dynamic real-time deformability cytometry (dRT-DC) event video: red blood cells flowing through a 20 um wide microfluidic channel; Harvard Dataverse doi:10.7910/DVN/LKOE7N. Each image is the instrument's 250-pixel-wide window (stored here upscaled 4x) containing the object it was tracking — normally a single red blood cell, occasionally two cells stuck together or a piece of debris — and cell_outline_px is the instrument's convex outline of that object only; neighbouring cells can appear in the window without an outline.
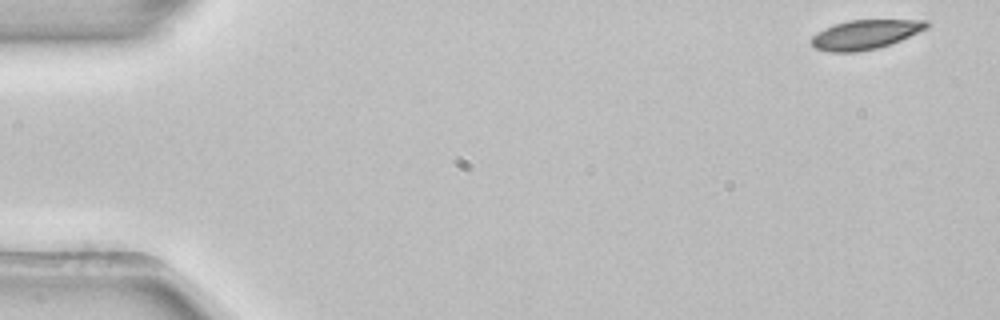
{"species": "common noctule bat (a hibernating species)", "species_latin": "Nyctalus noctula", "temperature_condition": "room temperature", "stored_images_in_passage": 52, "camera_frame_rate_fps": 3000, "um_per_image_px": 0.085, "animal": {"sex": "female", "body_mass_g": 22.7, "forearm_length_mm": 54.2}, "frame": {"image": 1, "passage_image": 1, "time_ms": 0.0, "image_size_px": [1000, 320], "cell_outline_px": [[928, 28], [900, 40], [876, 48], [856, 52], [828, 52], [816, 48], [812, 44], [812, 36], [824, 28], [832, 24], [848, 20], [928, 20]], "centroid_in_image_um": [73.52, 2.92], "position_along_channel_um": 11.5, "area_um2": 19.54}}
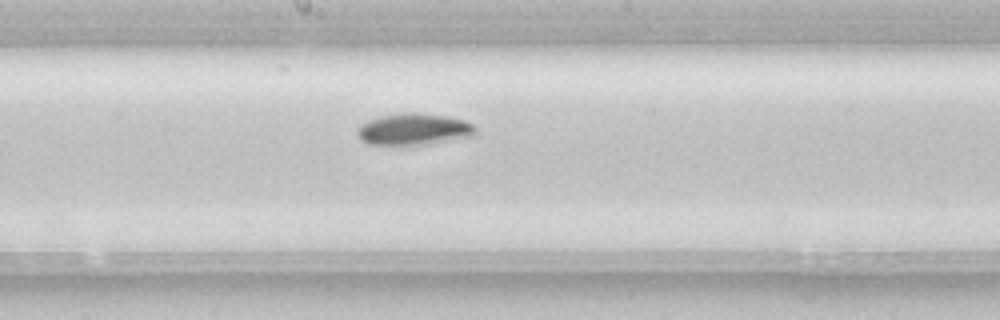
{"frame": {"image": 2, "passage_image": 27, "time_ms": 8.667, "image_size_px": [1000, 320], "cell_outline_px": [[476, 136], [432, 144], [408, 148], [396, 148], [368, 144], [356, 132], [356, 128], [360, 124], [368, 120], [380, 116], [404, 112], [416, 112], [448, 116], [464, 120], [472, 124], [476, 128]], "centroid_in_image_um": [35.17, 11.04], "position_along_channel_um": 213.0, "area_um2": 23.06}}
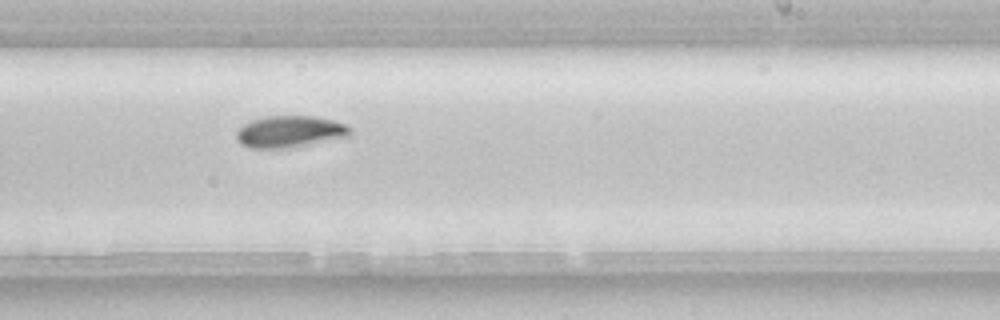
{"frame": {"image": 3, "passage_image": 31, "time_ms": 10.0, "image_size_px": [1000, 320], "cell_outline_px": [[352, 132], [348, 136], [308, 144], [280, 148], [252, 148], [240, 144], [236, 136], [236, 132], [244, 124], [252, 120], [264, 116], [316, 116], [332, 120], [344, 124]], "centroid_in_image_um": [24.59, 11.17], "position_along_channel_um": 264.4, "area_um2": 20.63}, "authors_computed_cell_mechanics": {"area_um2": 20.4034, "velocity_mm_per_s": 3.8747, "shape_relaxation_time_tau1_ms": 2.8932, "shape_relaxation_time_tau2_ms": null, "deformation_change_tau1": 0.0957, "deformation_change_tau2": null}}